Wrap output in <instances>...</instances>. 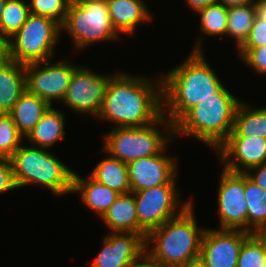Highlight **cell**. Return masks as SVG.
I'll list each match as a JSON object with an SVG mask.
<instances>
[{
  "label": "cell",
  "mask_w": 266,
  "mask_h": 267,
  "mask_svg": "<svg viewBox=\"0 0 266 267\" xmlns=\"http://www.w3.org/2000/svg\"><path fill=\"white\" fill-rule=\"evenodd\" d=\"M116 72L107 85L103 105L97 116L114 127H142L163 114L162 76L151 78Z\"/></svg>",
  "instance_id": "cell-1"
},
{
  "label": "cell",
  "mask_w": 266,
  "mask_h": 267,
  "mask_svg": "<svg viewBox=\"0 0 266 267\" xmlns=\"http://www.w3.org/2000/svg\"><path fill=\"white\" fill-rule=\"evenodd\" d=\"M201 45L198 38L186 60L161 75L163 115L173 125L200 100L213 96L224 85L204 58Z\"/></svg>",
  "instance_id": "cell-2"
},
{
  "label": "cell",
  "mask_w": 266,
  "mask_h": 267,
  "mask_svg": "<svg viewBox=\"0 0 266 267\" xmlns=\"http://www.w3.org/2000/svg\"><path fill=\"white\" fill-rule=\"evenodd\" d=\"M204 232L198 227L191 202L178 216L147 235L146 258L161 267H183L199 259Z\"/></svg>",
  "instance_id": "cell-3"
},
{
  "label": "cell",
  "mask_w": 266,
  "mask_h": 267,
  "mask_svg": "<svg viewBox=\"0 0 266 267\" xmlns=\"http://www.w3.org/2000/svg\"><path fill=\"white\" fill-rule=\"evenodd\" d=\"M240 100L223 85L189 109L175 124L174 135L192 136L215 151L233 129Z\"/></svg>",
  "instance_id": "cell-4"
},
{
  "label": "cell",
  "mask_w": 266,
  "mask_h": 267,
  "mask_svg": "<svg viewBox=\"0 0 266 267\" xmlns=\"http://www.w3.org/2000/svg\"><path fill=\"white\" fill-rule=\"evenodd\" d=\"M10 161L18 189L34 183L47 187L54 196L72 193L75 172L46 149L21 145Z\"/></svg>",
  "instance_id": "cell-5"
},
{
  "label": "cell",
  "mask_w": 266,
  "mask_h": 267,
  "mask_svg": "<svg viewBox=\"0 0 266 267\" xmlns=\"http://www.w3.org/2000/svg\"><path fill=\"white\" fill-rule=\"evenodd\" d=\"M158 124L159 127L164 125V133L158 129ZM104 137L103 148L113 157L128 164L160 154L175 137L174 125L162 114L155 122L142 127H114Z\"/></svg>",
  "instance_id": "cell-6"
},
{
  "label": "cell",
  "mask_w": 266,
  "mask_h": 267,
  "mask_svg": "<svg viewBox=\"0 0 266 267\" xmlns=\"http://www.w3.org/2000/svg\"><path fill=\"white\" fill-rule=\"evenodd\" d=\"M61 30L70 35L76 50L120 37L111 23L106 0L69 5Z\"/></svg>",
  "instance_id": "cell-7"
},
{
  "label": "cell",
  "mask_w": 266,
  "mask_h": 267,
  "mask_svg": "<svg viewBox=\"0 0 266 267\" xmlns=\"http://www.w3.org/2000/svg\"><path fill=\"white\" fill-rule=\"evenodd\" d=\"M61 32V25L55 20L30 14L26 23L9 39L10 60L25 65L50 60Z\"/></svg>",
  "instance_id": "cell-8"
},
{
  "label": "cell",
  "mask_w": 266,
  "mask_h": 267,
  "mask_svg": "<svg viewBox=\"0 0 266 267\" xmlns=\"http://www.w3.org/2000/svg\"><path fill=\"white\" fill-rule=\"evenodd\" d=\"M138 216V234L145 238L169 219L178 216L192 201L178 204L176 184H163L133 192Z\"/></svg>",
  "instance_id": "cell-9"
},
{
  "label": "cell",
  "mask_w": 266,
  "mask_h": 267,
  "mask_svg": "<svg viewBox=\"0 0 266 267\" xmlns=\"http://www.w3.org/2000/svg\"><path fill=\"white\" fill-rule=\"evenodd\" d=\"M46 60L25 65L26 90L46 101L62 102L73 71L78 67L68 60H59L56 63Z\"/></svg>",
  "instance_id": "cell-10"
},
{
  "label": "cell",
  "mask_w": 266,
  "mask_h": 267,
  "mask_svg": "<svg viewBox=\"0 0 266 267\" xmlns=\"http://www.w3.org/2000/svg\"><path fill=\"white\" fill-rule=\"evenodd\" d=\"M112 76V74L110 76L96 74L88 67L78 66L73 71L61 103L79 114H90L97 117L103 105L107 85Z\"/></svg>",
  "instance_id": "cell-11"
},
{
  "label": "cell",
  "mask_w": 266,
  "mask_h": 267,
  "mask_svg": "<svg viewBox=\"0 0 266 267\" xmlns=\"http://www.w3.org/2000/svg\"><path fill=\"white\" fill-rule=\"evenodd\" d=\"M217 213L220 229L247 232V201L245 199V173L226 170L220 175Z\"/></svg>",
  "instance_id": "cell-12"
},
{
  "label": "cell",
  "mask_w": 266,
  "mask_h": 267,
  "mask_svg": "<svg viewBox=\"0 0 266 267\" xmlns=\"http://www.w3.org/2000/svg\"><path fill=\"white\" fill-rule=\"evenodd\" d=\"M249 232L205 228L199 260L206 267H237L238 256Z\"/></svg>",
  "instance_id": "cell-13"
},
{
  "label": "cell",
  "mask_w": 266,
  "mask_h": 267,
  "mask_svg": "<svg viewBox=\"0 0 266 267\" xmlns=\"http://www.w3.org/2000/svg\"><path fill=\"white\" fill-rule=\"evenodd\" d=\"M145 239L137 233H109L90 267H133L146 257Z\"/></svg>",
  "instance_id": "cell-14"
},
{
  "label": "cell",
  "mask_w": 266,
  "mask_h": 267,
  "mask_svg": "<svg viewBox=\"0 0 266 267\" xmlns=\"http://www.w3.org/2000/svg\"><path fill=\"white\" fill-rule=\"evenodd\" d=\"M216 152L220 155L224 169L247 173L266 162V139L257 136H228Z\"/></svg>",
  "instance_id": "cell-15"
},
{
  "label": "cell",
  "mask_w": 266,
  "mask_h": 267,
  "mask_svg": "<svg viewBox=\"0 0 266 267\" xmlns=\"http://www.w3.org/2000/svg\"><path fill=\"white\" fill-rule=\"evenodd\" d=\"M131 161L127 164L132 192L157 187L163 184H176L177 162L164 152Z\"/></svg>",
  "instance_id": "cell-16"
},
{
  "label": "cell",
  "mask_w": 266,
  "mask_h": 267,
  "mask_svg": "<svg viewBox=\"0 0 266 267\" xmlns=\"http://www.w3.org/2000/svg\"><path fill=\"white\" fill-rule=\"evenodd\" d=\"M106 3L111 23L119 35H131L136 25L152 19L144 0H106Z\"/></svg>",
  "instance_id": "cell-17"
},
{
  "label": "cell",
  "mask_w": 266,
  "mask_h": 267,
  "mask_svg": "<svg viewBox=\"0 0 266 267\" xmlns=\"http://www.w3.org/2000/svg\"><path fill=\"white\" fill-rule=\"evenodd\" d=\"M72 193H79L81 201L100 217L109 209L120 193L93 179L84 178L77 173L73 177Z\"/></svg>",
  "instance_id": "cell-18"
},
{
  "label": "cell",
  "mask_w": 266,
  "mask_h": 267,
  "mask_svg": "<svg viewBox=\"0 0 266 267\" xmlns=\"http://www.w3.org/2000/svg\"><path fill=\"white\" fill-rule=\"evenodd\" d=\"M111 232L137 233L138 216L133 192L120 194L100 218Z\"/></svg>",
  "instance_id": "cell-19"
},
{
  "label": "cell",
  "mask_w": 266,
  "mask_h": 267,
  "mask_svg": "<svg viewBox=\"0 0 266 267\" xmlns=\"http://www.w3.org/2000/svg\"><path fill=\"white\" fill-rule=\"evenodd\" d=\"M26 90L25 64L9 60L0 65V113H8Z\"/></svg>",
  "instance_id": "cell-20"
},
{
  "label": "cell",
  "mask_w": 266,
  "mask_h": 267,
  "mask_svg": "<svg viewBox=\"0 0 266 267\" xmlns=\"http://www.w3.org/2000/svg\"><path fill=\"white\" fill-rule=\"evenodd\" d=\"M65 115L53 106L43 114L34 129L25 137L31 146L50 150L66 134L64 131Z\"/></svg>",
  "instance_id": "cell-21"
},
{
  "label": "cell",
  "mask_w": 266,
  "mask_h": 267,
  "mask_svg": "<svg viewBox=\"0 0 266 267\" xmlns=\"http://www.w3.org/2000/svg\"><path fill=\"white\" fill-rule=\"evenodd\" d=\"M49 107L46 101L25 90L8 113L12 116L18 131L26 137Z\"/></svg>",
  "instance_id": "cell-22"
},
{
  "label": "cell",
  "mask_w": 266,
  "mask_h": 267,
  "mask_svg": "<svg viewBox=\"0 0 266 267\" xmlns=\"http://www.w3.org/2000/svg\"><path fill=\"white\" fill-rule=\"evenodd\" d=\"M101 151L107 153L108 157L100 161L89 175L120 194L132 192L127 164L113 157L104 148Z\"/></svg>",
  "instance_id": "cell-23"
},
{
  "label": "cell",
  "mask_w": 266,
  "mask_h": 267,
  "mask_svg": "<svg viewBox=\"0 0 266 267\" xmlns=\"http://www.w3.org/2000/svg\"><path fill=\"white\" fill-rule=\"evenodd\" d=\"M228 136H257L266 139V107L254 109L250 104L240 102L233 129Z\"/></svg>",
  "instance_id": "cell-24"
},
{
  "label": "cell",
  "mask_w": 266,
  "mask_h": 267,
  "mask_svg": "<svg viewBox=\"0 0 266 267\" xmlns=\"http://www.w3.org/2000/svg\"><path fill=\"white\" fill-rule=\"evenodd\" d=\"M256 17V3L228 8L226 36H230L235 39L237 50L248 39Z\"/></svg>",
  "instance_id": "cell-25"
},
{
  "label": "cell",
  "mask_w": 266,
  "mask_h": 267,
  "mask_svg": "<svg viewBox=\"0 0 266 267\" xmlns=\"http://www.w3.org/2000/svg\"><path fill=\"white\" fill-rule=\"evenodd\" d=\"M245 199L247 201V232L266 225V190L245 173Z\"/></svg>",
  "instance_id": "cell-26"
},
{
  "label": "cell",
  "mask_w": 266,
  "mask_h": 267,
  "mask_svg": "<svg viewBox=\"0 0 266 267\" xmlns=\"http://www.w3.org/2000/svg\"><path fill=\"white\" fill-rule=\"evenodd\" d=\"M30 14L29 3L24 0H7L0 21V32L8 39L12 38Z\"/></svg>",
  "instance_id": "cell-27"
},
{
  "label": "cell",
  "mask_w": 266,
  "mask_h": 267,
  "mask_svg": "<svg viewBox=\"0 0 266 267\" xmlns=\"http://www.w3.org/2000/svg\"><path fill=\"white\" fill-rule=\"evenodd\" d=\"M200 17V30L205 35L226 36L228 8L217 2L198 10Z\"/></svg>",
  "instance_id": "cell-28"
},
{
  "label": "cell",
  "mask_w": 266,
  "mask_h": 267,
  "mask_svg": "<svg viewBox=\"0 0 266 267\" xmlns=\"http://www.w3.org/2000/svg\"><path fill=\"white\" fill-rule=\"evenodd\" d=\"M24 136L9 113H0V158H10L21 146Z\"/></svg>",
  "instance_id": "cell-29"
},
{
  "label": "cell",
  "mask_w": 266,
  "mask_h": 267,
  "mask_svg": "<svg viewBox=\"0 0 266 267\" xmlns=\"http://www.w3.org/2000/svg\"><path fill=\"white\" fill-rule=\"evenodd\" d=\"M30 13L39 16H46L63 24L68 12V0H30Z\"/></svg>",
  "instance_id": "cell-30"
},
{
  "label": "cell",
  "mask_w": 266,
  "mask_h": 267,
  "mask_svg": "<svg viewBox=\"0 0 266 267\" xmlns=\"http://www.w3.org/2000/svg\"><path fill=\"white\" fill-rule=\"evenodd\" d=\"M237 267H265L264 252L251 235L241 246Z\"/></svg>",
  "instance_id": "cell-31"
},
{
  "label": "cell",
  "mask_w": 266,
  "mask_h": 267,
  "mask_svg": "<svg viewBox=\"0 0 266 267\" xmlns=\"http://www.w3.org/2000/svg\"><path fill=\"white\" fill-rule=\"evenodd\" d=\"M239 57L242 62L251 69L254 70V73L266 74V46L257 47V48H239L238 49Z\"/></svg>",
  "instance_id": "cell-32"
},
{
  "label": "cell",
  "mask_w": 266,
  "mask_h": 267,
  "mask_svg": "<svg viewBox=\"0 0 266 267\" xmlns=\"http://www.w3.org/2000/svg\"><path fill=\"white\" fill-rule=\"evenodd\" d=\"M266 46V23L257 15L248 39L240 48H257Z\"/></svg>",
  "instance_id": "cell-33"
},
{
  "label": "cell",
  "mask_w": 266,
  "mask_h": 267,
  "mask_svg": "<svg viewBox=\"0 0 266 267\" xmlns=\"http://www.w3.org/2000/svg\"><path fill=\"white\" fill-rule=\"evenodd\" d=\"M18 189L10 158H0V194Z\"/></svg>",
  "instance_id": "cell-34"
},
{
  "label": "cell",
  "mask_w": 266,
  "mask_h": 267,
  "mask_svg": "<svg viewBox=\"0 0 266 267\" xmlns=\"http://www.w3.org/2000/svg\"><path fill=\"white\" fill-rule=\"evenodd\" d=\"M246 174L254 180L258 186L266 190V162L250 169Z\"/></svg>",
  "instance_id": "cell-35"
},
{
  "label": "cell",
  "mask_w": 266,
  "mask_h": 267,
  "mask_svg": "<svg viewBox=\"0 0 266 267\" xmlns=\"http://www.w3.org/2000/svg\"><path fill=\"white\" fill-rule=\"evenodd\" d=\"M250 235L261 246L265 256V267H266V225L255 228L250 232Z\"/></svg>",
  "instance_id": "cell-36"
},
{
  "label": "cell",
  "mask_w": 266,
  "mask_h": 267,
  "mask_svg": "<svg viewBox=\"0 0 266 267\" xmlns=\"http://www.w3.org/2000/svg\"><path fill=\"white\" fill-rule=\"evenodd\" d=\"M10 60L9 39L0 32V65Z\"/></svg>",
  "instance_id": "cell-37"
},
{
  "label": "cell",
  "mask_w": 266,
  "mask_h": 267,
  "mask_svg": "<svg viewBox=\"0 0 266 267\" xmlns=\"http://www.w3.org/2000/svg\"><path fill=\"white\" fill-rule=\"evenodd\" d=\"M186 4L189 5V8L197 12L198 10L212 5L218 2V0H186Z\"/></svg>",
  "instance_id": "cell-38"
},
{
  "label": "cell",
  "mask_w": 266,
  "mask_h": 267,
  "mask_svg": "<svg viewBox=\"0 0 266 267\" xmlns=\"http://www.w3.org/2000/svg\"><path fill=\"white\" fill-rule=\"evenodd\" d=\"M218 2L223 4L227 8L245 6L254 3L253 0H218Z\"/></svg>",
  "instance_id": "cell-39"
},
{
  "label": "cell",
  "mask_w": 266,
  "mask_h": 267,
  "mask_svg": "<svg viewBox=\"0 0 266 267\" xmlns=\"http://www.w3.org/2000/svg\"><path fill=\"white\" fill-rule=\"evenodd\" d=\"M257 15L266 23V1L256 3Z\"/></svg>",
  "instance_id": "cell-40"
},
{
  "label": "cell",
  "mask_w": 266,
  "mask_h": 267,
  "mask_svg": "<svg viewBox=\"0 0 266 267\" xmlns=\"http://www.w3.org/2000/svg\"><path fill=\"white\" fill-rule=\"evenodd\" d=\"M133 267H161L159 265L153 264L146 257L138 264H135Z\"/></svg>",
  "instance_id": "cell-41"
},
{
  "label": "cell",
  "mask_w": 266,
  "mask_h": 267,
  "mask_svg": "<svg viewBox=\"0 0 266 267\" xmlns=\"http://www.w3.org/2000/svg\"><path fill=\"white\" fill-rule=\"evenodd\" d=\"M183 267H206L199 259L184 265Z\"/></svg>",
  "instance_id": "cell-42"
},
{
  "label": "cell",
  "mask_w": 266,
  "mask_h": 267,
  "mask_svg": "<svg viewBox=\"0 0 266 267\" xmlns=\"http://www.w3.org/2000/svg\"><path fill=\"white\" fill-rule=\"evenodd\" d=\"M87 1H93V0H68L69 5H79Z\"/></svg>",
  "instance_id": "cell-43"
},
{
  "label": "cell",
  "mask_w": 266,
  "mask_h": 267,
  "mask_svg": "<svg viewBox=\"0 0 266 267\" xmlns=\"http://www.w3.org/2000/svg\"><path fill=\"white\" fill-rule=\"evenodd\" d=\"M6 2H7V0H0V21H1L2 12L4 10V6H5Z\"/></svg>",
  "instance_id": "cell-44"
},
{
  "label": "cell",
  "mask_w": 266,
  "mask_h": 267,
  "mask_svg": "<svg viewBox=\"0 0 266 267\" xmlns=\"http://www.w3.org/2000/svg\"><path fill=\"white\" fill-rule=\"evenodd\" d=\"M261 1H266V0H253L254 3L261 2Z\"/></svg>",
  "instance_id": "cell-45"
}]
</instances>
